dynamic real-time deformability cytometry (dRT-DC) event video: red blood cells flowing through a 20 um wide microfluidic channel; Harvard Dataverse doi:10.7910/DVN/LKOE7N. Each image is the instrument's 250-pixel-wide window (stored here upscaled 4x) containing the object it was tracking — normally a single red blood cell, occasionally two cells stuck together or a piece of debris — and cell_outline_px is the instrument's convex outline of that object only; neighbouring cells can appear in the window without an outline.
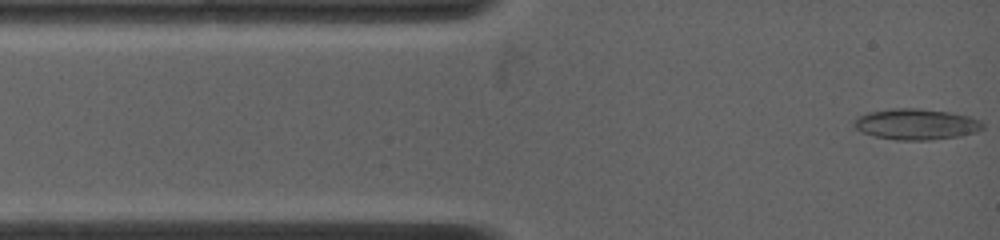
{"species": "common noctule bat (a hibernating species)", "species_latin": "Nyctalus noctula", "temperature_condition": "warm", "stored_images_in_passage": 52, "camera_frame_rate_fps": 4500, "um_per_image_px": 0.085, "animal": {"sex": "female", "body_mass_g": 19.0, "forearm_length_mm": 53.3}, "frame": {"image": 1, "passage_image": 1, "time_ms": 0.0, "image_size_px": [1000, 240], "cell_outline_px": [[984, 128], [976, 132], [960, 136], [928, 140], [896, 140], [876, 136], [860, 132], [852, 124], [856, 116], [868, 112], [892, 108], [920, 108], [948, 112], [968, 116], [980, 120], [984, 124]], "centroid_in_image_um": [77.85, 10.55], "position_along_channel_um": 7.2, "area_um2": 23.35}}
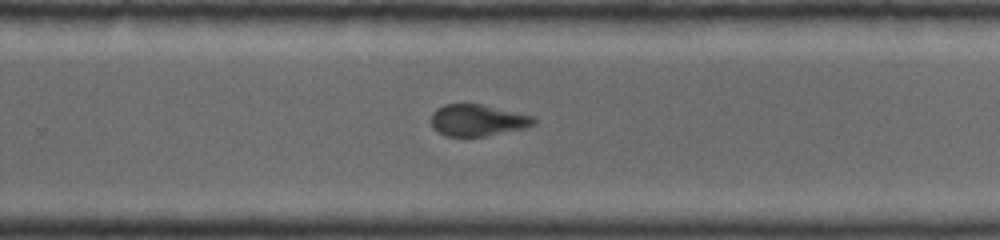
{"frame": {"image": 2, "passage_image": 23, "time_ms": 8.444, "image_size_px": [1000, 240], "cell_outline_px": [[536, 124], [524, 128], [484, 136], [444, 136], [432, 128], [432, 112], [436, 108], [444, 104], [480, 104], [532, 116], [536, 120]], "centroid_in_image_um": [40.55, 10.22], "position_along_channel_um": 289.2, "area_um2": 18.73}}
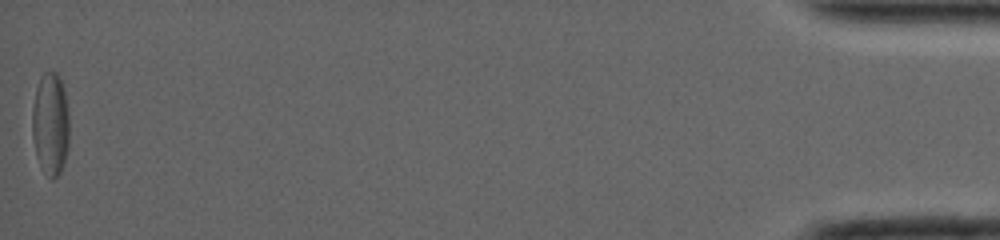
{"frame": {"image": 3, "passage_image": 52, "time_ms": 16.222, "image_size_px": [1000, 240], "cell_outline_px": [[68, 148], [60, 172], [52, 180], [48, 176], [40, 164], [36, 156], [32, 136], [32, 112], [36, 88], [40, 76], [44, 72], [56, 72], [60, 76], [64, 92], [68, 112]], "centroid_in_image_um": [4.27, 10.51], "position_along_channel_um": 430.9, "area_um2": 22.08}, "authors_computed_cell_mechanics": {"area_um2": 20.4612, "velocity_mm_per_s": 3.892, "shape_relaxation_time_tau1_ms": null, "shape_relaxation_time_tau2_ms": 2.7722, "deformation_change_tau1": null, "deformation_change_tau2": 0.0842}}